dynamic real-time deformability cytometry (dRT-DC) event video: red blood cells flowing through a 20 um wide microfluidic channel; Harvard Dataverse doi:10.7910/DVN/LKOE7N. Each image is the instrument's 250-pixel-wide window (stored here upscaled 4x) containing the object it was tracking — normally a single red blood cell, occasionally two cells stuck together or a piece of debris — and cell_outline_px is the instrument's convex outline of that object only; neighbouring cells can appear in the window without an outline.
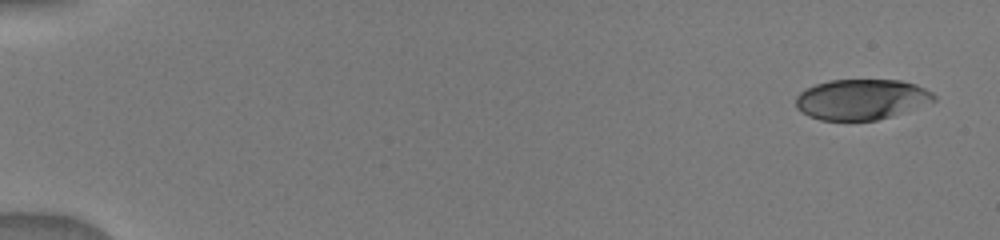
{"species": "human", "species_latin": "Homo sapiens", "temperature_condition": "warm", "stored_images_in_passage": 5, "camera_frame_rate_fps": 3000, "um_per_image_px": 0.085, "donor": {"sex": "male"}, "frame": {"image": 1, "passage_image": 1, "time_ms": 0.0, "image_size_px": [1000, 240], "cell_outline_px": [[936, 100], [892, 116], [876, 120], [820, 120], [808, 116], [800, 112], [796, 108], [796, 96], [800, 92], [816, 84], [828, 80], [900, 80], [916, 84], [932, 92], [936, 96]], "centroid_in_image_um": [73.2, 8.45], "position_along_channel_um": 11.8, "area_um2": 32.54}}